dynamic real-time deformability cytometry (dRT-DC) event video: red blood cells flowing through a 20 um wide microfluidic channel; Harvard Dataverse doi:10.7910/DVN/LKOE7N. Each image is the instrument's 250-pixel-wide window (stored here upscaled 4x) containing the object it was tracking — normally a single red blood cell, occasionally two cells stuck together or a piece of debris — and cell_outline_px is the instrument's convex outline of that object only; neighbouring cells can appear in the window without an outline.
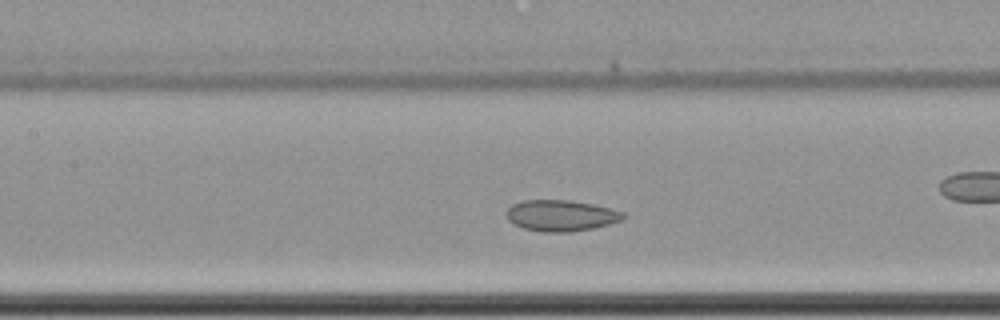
{"species": "common noctule bat (a hibernating species)", "species_latin": "Nyctalus noctula", "temperature_condition": "cold", "stored_images_in_passage": 59, "camera_frame_rate_fps": 3000, "um_per_image_px": 0.085, "animal": {"sex": "female", "body_mass_g": 22.7, "forearm_length_mm": 54.2}, "frame": {"image": 1, "passage_image": 26, "time_ms": 8.333, "image_size_px": [1000, 320], "cell_outline_px": [[628, 216], [624, 220], [592, 228], [572, 232], [544, 232], [524, 228], [508, 220], [508, 208], [512, 204], [524, 200], [568, 200], [592, 204], [624, 212]], "centroid_in_image_um": [47.73, 18.32], "position_along_channel_um": 159.7, "area_um2": 21.04}, "authors_computed_cell_mechanics": {"area_um2": 24.6806, "velocity_mm_per_s": 3.4606, "shape_relaxation_time_tau1_ms": null, "shape_relaxation_time_tau2_ms": 2.3162, "deformation_change_tau1": null, "deformation_change_tau2": 0.0621}}